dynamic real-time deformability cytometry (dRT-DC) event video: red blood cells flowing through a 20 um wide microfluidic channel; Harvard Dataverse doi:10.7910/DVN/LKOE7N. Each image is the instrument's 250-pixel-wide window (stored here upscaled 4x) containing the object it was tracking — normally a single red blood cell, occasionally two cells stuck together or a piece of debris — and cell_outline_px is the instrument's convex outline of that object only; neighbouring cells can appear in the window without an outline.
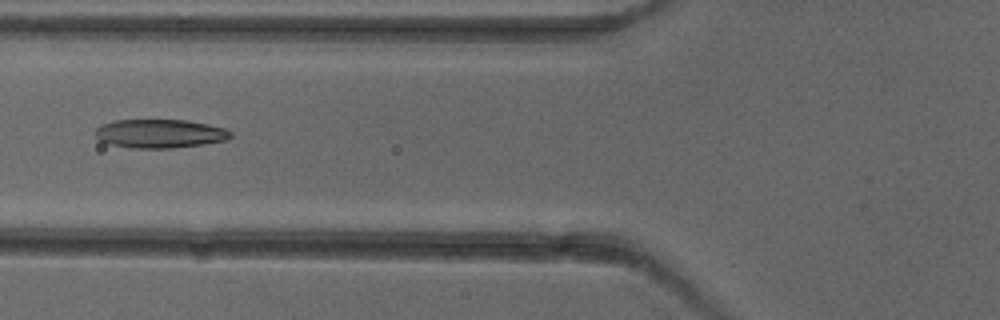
{"species": "common noctule bat (a hibernating species)", "species_latin": "Nyctalus noctula", "temperature_condition": "cold", "stored_images_in_passage": 6, "camera_frame_rate_fps": 3000, "um_per_image_px": 0.085, "animal": {"sex": "female"}, "frame": {"image": 1, "passage_image": 6, "time_ms": 6.667, "image_size_px": [1000, 320], "cell_outline_px": [[232, 136], [228, 140], [204, 144], [172, 148], [132, 148], [112, 144], [100, 140], [96, 136], [96, 128], [100, 124], [116, 120], [188, 120], [208, 124], [224, 128], [232, 132]], "centroid_in_image_um": [13.62, 11.35], "position_along_channel_um": 112.2, "area_um2": 22.66}}